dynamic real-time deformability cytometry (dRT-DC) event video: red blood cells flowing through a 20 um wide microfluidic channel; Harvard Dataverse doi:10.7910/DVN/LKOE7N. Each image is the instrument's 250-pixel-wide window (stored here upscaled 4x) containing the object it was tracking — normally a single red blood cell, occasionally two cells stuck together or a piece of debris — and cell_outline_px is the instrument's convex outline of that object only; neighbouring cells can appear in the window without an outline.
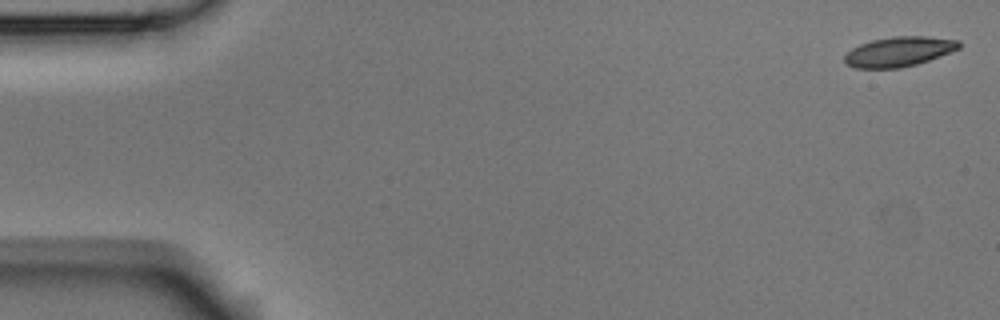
{"species": "Egyptian fruit bat (a non-hibernating species)", "species_latin": "Rousettus aegyptiacus", "temperature_condition": "room temperature", "stored_images_in_passage": 5, "camera_frame_rate_fps": 3000, "um_per_image_px": 0.085, "animal": {"sex": "male"}, "frame": {"image": 1, "passage_image": 1, "time_ms": 0.0, "image_size_px": [1000, 320], "cell_outline_px": [[960, 48], [928, 60], [916, 64], [900, 68], [856, 68], [848, 64], [844, 60], [844, 56], [852, 48], [860, 44], [872, 40], [892, 36], [924, 36], [960, 40]], "centroid_in_image_um": [76.4, 4.38], "position_along_channel_um": 8.6, "area_um2": 19.71}}
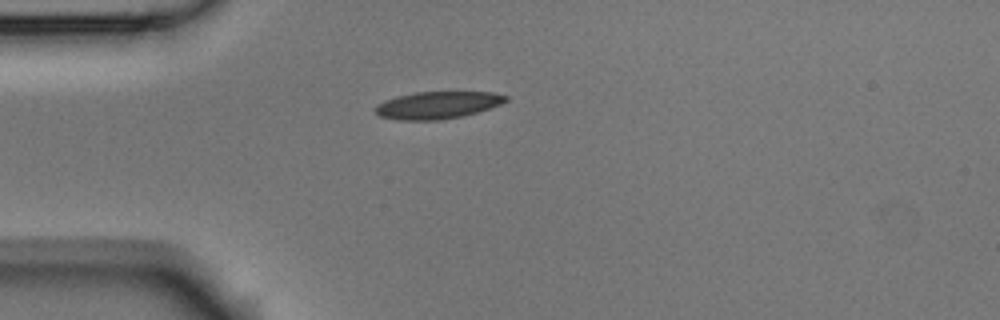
{"frame": {"image": 2, "passage_image": 4, "time_ms": 1.0, "image_size_px": [1000, 320], "cell_outline_px": [[508, 100], [500, 104], [476, 112], [460, 116], [436, 120], [400, 120], [380, 116], [376, 112], [376, 104], [384, 100], [396, 96], [416, 92], [492, 92], [508, 96]], "centroid_in_image_um": [37.17, 8.92], "position_along_channel_um": 47.8, "area_um2": 20.46}}